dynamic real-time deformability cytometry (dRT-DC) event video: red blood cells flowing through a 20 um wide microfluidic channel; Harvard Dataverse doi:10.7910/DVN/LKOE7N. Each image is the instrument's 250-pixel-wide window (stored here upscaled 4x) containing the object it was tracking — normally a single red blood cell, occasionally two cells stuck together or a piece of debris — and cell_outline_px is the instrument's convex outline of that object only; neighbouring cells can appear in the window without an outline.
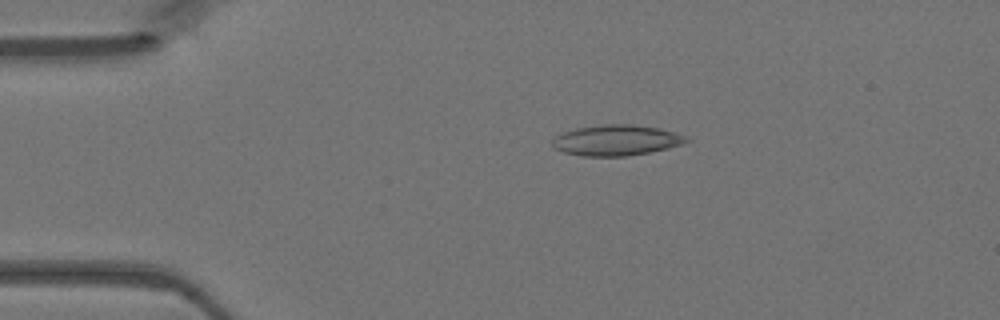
{"species": "Egyptian fruit bat (a non-hibernating species)", "species_latin": "Rousettus aegyptiacus", "temperature_condition": "warm", "stored_images_in_passage": 32, "camera_frame_rate_fps": 3000, "um_per_image_px": 0.085, "animal": {"sex": "female"}, "frame": {"image": 1, "passage_image": 1, "time_ms": 0.0, "image_size_px": [1000, 320], "cell_outline_px": [[692, 140], [684, 144], [668, 148], [648, 152], [624, 156], [580, 156], [564, 152], [552, 148], [552, 140], [556, 136], [564, 132], [576, 128], [604, 124], [632, 124], [660, 128], [676, 132], [688, 136]], "centroid_in_image_um": [52.42, 11.92], "position_along_channel_um": 32.6, "area_um2": 24.16}}
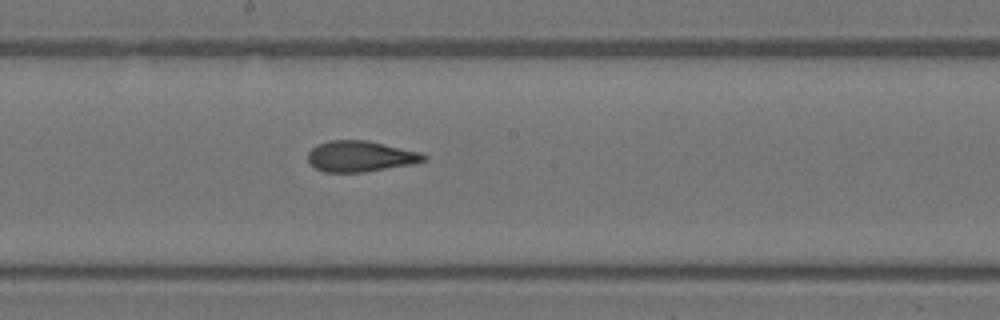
{"frame": {"image": 2, "passage_image": 17, "time_ms": 5.333, "image_size_px": [1000, 320], "cell_outline_px": [[428, 160], [416, 164], [364, 172], [324, 172], [316, 168], [308, 160], [308, 152], [316, 144], [328, 140], [368, 140], [420, 152], [428, 156]], "centroid_in_image_um": [30.67, 13.28], "position_along_channel_um": 217.5, "area_um2": 21.1}}
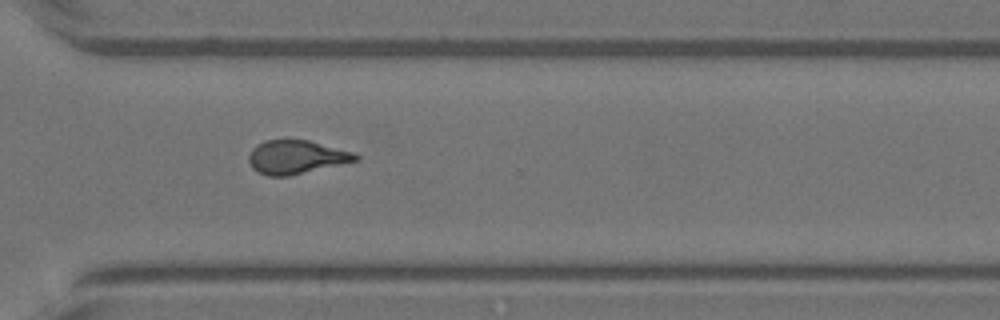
{"frame": {"image": 3, "passage_image": 26, "time_ms": 8.333, "image_size_px": [1000, 320], "cell_outline_px": [[360, 160], [288, 176], [268, 176], [252, 168], [248, 160], [248, 156], [252, 148], [256, 144], [264, 140], [308, 140], [352, 152], [360, 156]], "centroid_in_image_um": [25.16, 13.35], "position_along_channel_um": 345.4, "area_um2": 20.81}}